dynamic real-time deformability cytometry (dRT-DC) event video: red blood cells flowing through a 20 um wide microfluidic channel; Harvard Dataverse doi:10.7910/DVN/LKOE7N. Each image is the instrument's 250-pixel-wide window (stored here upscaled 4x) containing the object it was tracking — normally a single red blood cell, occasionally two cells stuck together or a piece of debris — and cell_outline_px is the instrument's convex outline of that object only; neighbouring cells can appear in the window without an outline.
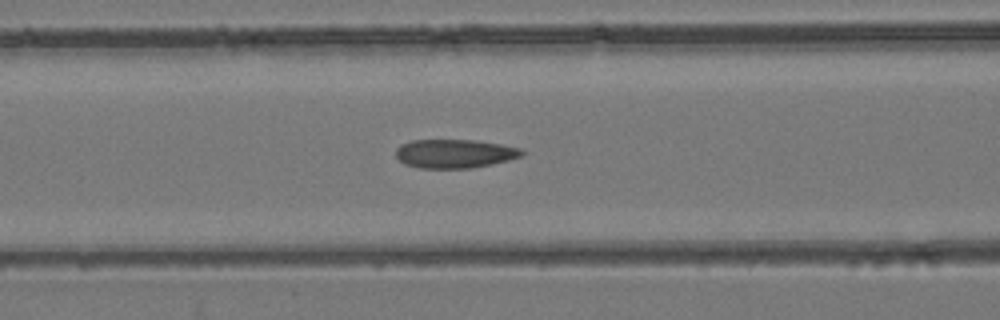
{"species": "common noctule bat (a hibernating species)", "species_latin": "Nyctalus noctula", "temperature_condition": "room temperature", "stored_images_in_passage": 41, "camera_frame_rate_fps": 3000, "um_per_image_px": 0.085, "animal": {"sex": "female", "body_mass_g": 24.6, "forearm_length_mm": 56.2}, "frame": {"image": 1, "passage_image": 13, "time_ms": 4.0, "image_size_px": [1000, 320], "cell_outline_px": [[524, 152], [520, 156], [508, 160], [472, 168], [420, 168], [404, 164], [396, 156], [396, 148], [400, 144], [412, 140], [476, 140], [500, 144], [520, 148]], "centroid_in_image_um": [38.6, 13.05], "position_along_channel_um": 128.0, "area_um2": 21.04}}
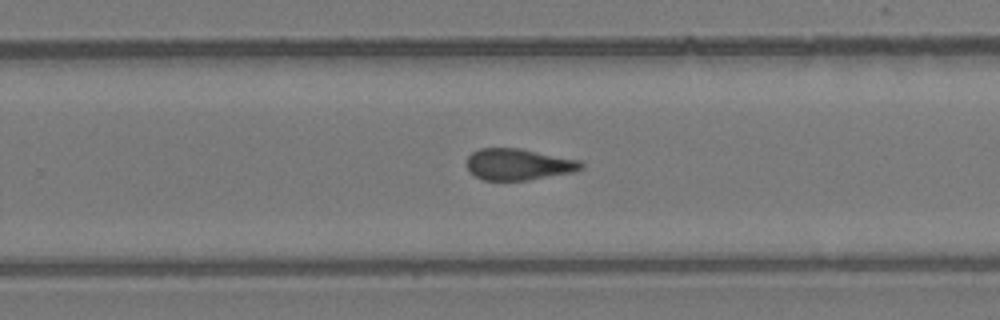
{"frame": {"image": 2, "passage_image": 24, "time_ms": 7.667, "image_size_px": [1000, 320], "cell_outline_px": [[584, 168], [572, 172], [528, 180], [484, 180], [468, 172], [468, 156], [472, 152], [480, 148], [520, 148], [580, 160], [584, 164]], "centroid_in_image_um": [44.07, 13.97], "position_along_channel_um": 285.7, "area_um2": 20.92}}
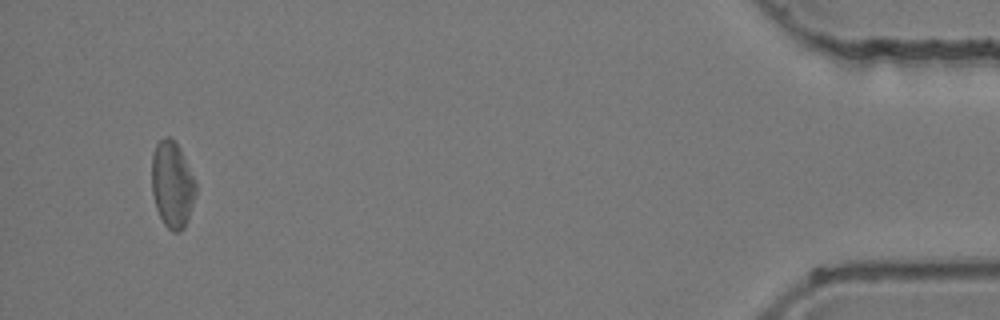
{"frame": {"image": 3, "passage_image": 39, "time_ms": 12.667, "image_size_px": [1000, 320], "cell_outline_px": [[196, 192], [184, 228], [180, 232], [172, 232], [164, 224], [156, 208], [152, 192], [152, 156], [156, 144], [164, 136], [168, 136], [180, 148], [196, 180]], "centroid_in_image_um": [14.64, 15.68], "position_along_channel_um": 420.6, "area_um2": 22.08}}